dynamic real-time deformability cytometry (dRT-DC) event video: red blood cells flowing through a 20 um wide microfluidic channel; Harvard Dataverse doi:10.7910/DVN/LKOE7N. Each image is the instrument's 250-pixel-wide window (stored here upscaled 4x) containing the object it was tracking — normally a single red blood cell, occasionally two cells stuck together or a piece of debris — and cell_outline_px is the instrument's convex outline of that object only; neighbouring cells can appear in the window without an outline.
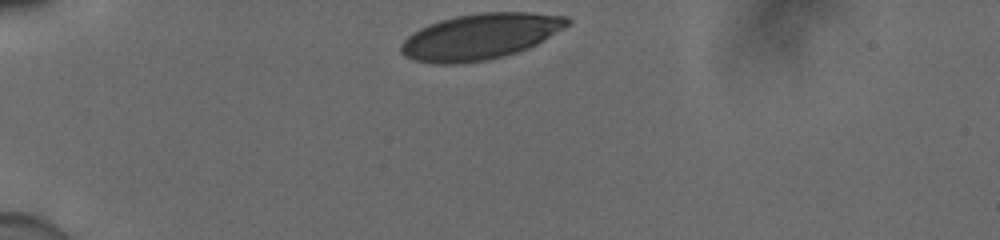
{"species": "human", "species_latin": "Homo sapiens", "temperature_condition": "cold", "stored_images_in_passage": 32, "camera_frame_rate_fps": 3000, "um_per_image_px": 0.085, "donor": {"sex": "male"}, "frame": {"image": 1, "passage_image": 1, "time_ms": 0.0, "image_size_px": [1000, 240], "cell_outline_px": [[572, 20], [568, 24], [544, 40], [528, 48], [504, 56], [488, 60], [464, 64], [432, 64], [412, 60], [404, 56], [400, 52], [400, 44], [412, 32], [428, 24], [440, 20], [456, 16], [480, 12], [528, 12], [568, 16]], "centroid_in_image_um": [40.77, 3.12], "position_along_channel_um": 44.2, "area_um2": 44.74}}
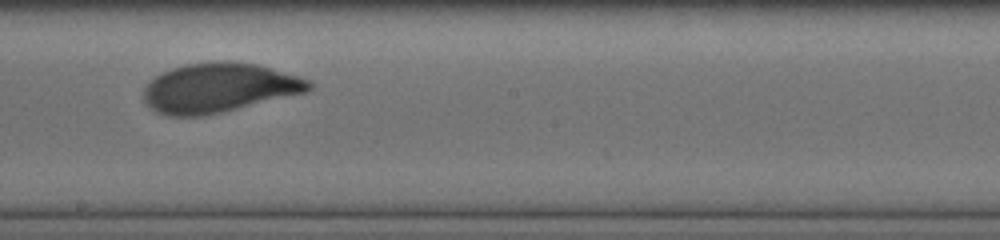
{"frame": {"image": 2, "passage_image": 19, "time_ms": 6.0, "image_size_px": [1000, 240], "cell_outline_px": [[312, 88], [308, 92], [204, 116], [168, 116], [156, 112], [144, 104], [144, 88], [160, 72], [172, 68], [188, 64], [256, 64], [300, 76], [312, 80]], "centroid_in_image_um": [18.61, 7.51], "position_along_channel_um": 229.6, "area_um2": 46.76}}
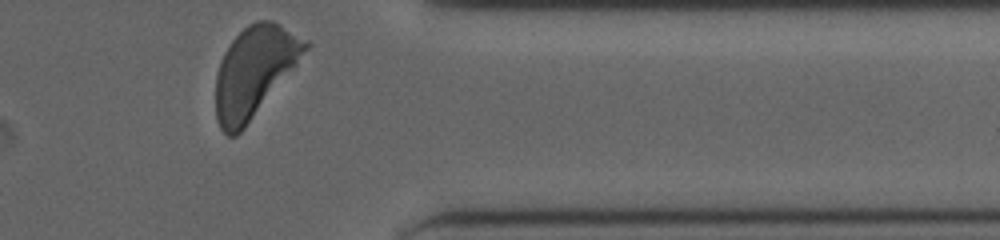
{"frame": {"image": 3, "passage_image": 32, "time_ms": 10.333, "image_size_px": [1000, 240], "cell_outline_px": [[312, 44], [296, 64], [244, 128], [236, 136], [228, 136], [220, 128], [216, 120], [216, 76], [220, 60], [224, 52], [232, 40], [248, 24], [256, 20], [272, 20], [280, 24], [308, 40]], "centroid_in_image_um": [21.6, 6.05], "position_along_channel_um": 389.8, "area_um2": 46.53}, "authors_computed_cell_mechanics": {"area_um2": 46.7891, "velocity_mm_per_s": 3.8754, "shape_relaxation_time_tau1_ms": 2.4372, "shape_relaxation_time_tau2_ms": null, "deformation_change_tau1": 0.1354, "deformation_change_tau2": null}}